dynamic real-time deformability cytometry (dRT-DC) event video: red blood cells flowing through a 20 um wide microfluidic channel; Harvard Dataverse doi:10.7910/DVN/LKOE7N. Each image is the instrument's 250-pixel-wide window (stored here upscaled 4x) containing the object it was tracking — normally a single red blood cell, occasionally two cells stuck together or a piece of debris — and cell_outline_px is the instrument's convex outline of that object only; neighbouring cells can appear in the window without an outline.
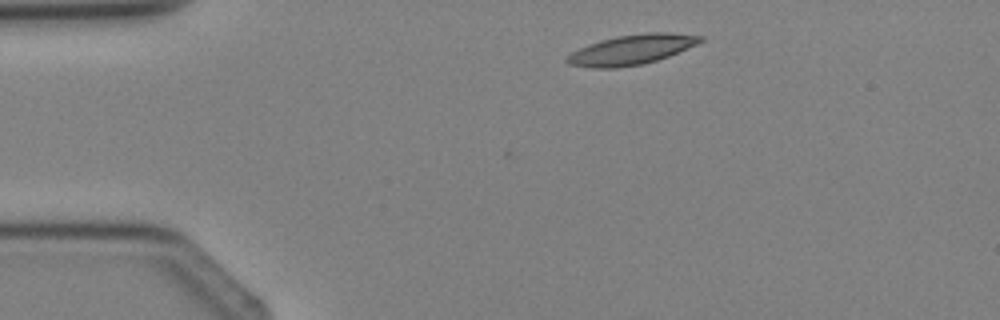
{"species": "Egyptian fruit bat (a non-hibernating species)", "species_latin": "Rousettus aegyptiacus", "temperature_condition": "cold", "stored_images_in_passage": 1, "camera_frame_rate_fps": 3000, "um_per_image_px": 0.085, "animal": {"sex": "female"}, "frame": {"image": 1, "passage_image": 1, "time_ms": 0.0, "image_size_px": [1000, 320], "cell_outline_px": [[704, 40], [696, 44], [668, 56], [644, 64], [616, 68], [592, 68], [568, 64], [564, 60], [572, 52], [588, 44], [600, 40], [616, 36], [648, 32], [672, 32], [704, 36]], "centroid_in_image_um": [53.67, 4.21], "position_along_channel_um": 31.3, "area_um2": 23.24}}